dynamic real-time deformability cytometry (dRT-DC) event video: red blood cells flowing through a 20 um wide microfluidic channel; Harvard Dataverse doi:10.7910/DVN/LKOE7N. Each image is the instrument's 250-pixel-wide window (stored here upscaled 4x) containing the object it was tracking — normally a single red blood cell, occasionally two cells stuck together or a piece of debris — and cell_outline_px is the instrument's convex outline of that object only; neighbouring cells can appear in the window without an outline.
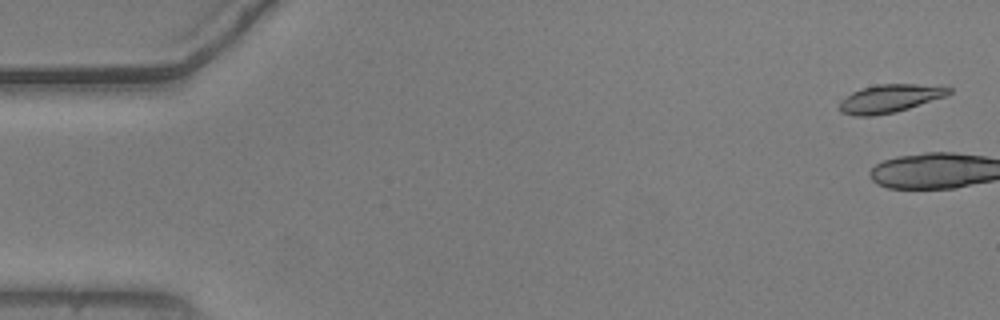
{"species": "common noctule bat (a hibernating species)", "species_latin": "Nyctalus noctula", "temperature_condition": "warm", "stored_images_in_passage": 3, "camera_frame_rate_fps": 3000, "um_per_image_px": 0.085, "animal": {"sex": "male", "body_mass_g": 20.5, "forearm_length_mm": 52.5}, "frame": {"image": 1, "passage_image": 1, "time_ms": 0.0, "image_size_px": [1000, 320], "cell_outline_px": [[952, 92], [944, 96], [896, 112], [872, 116], [856, 116], [840, 112], [840, 100], [852, 92], [860, 88], [876, 84], [916, 84], [952, 88]], "centroid_in_image_um": [75.57, 8.37], "position_along_channel_um": 9.4, "area_um2": 17.74}}